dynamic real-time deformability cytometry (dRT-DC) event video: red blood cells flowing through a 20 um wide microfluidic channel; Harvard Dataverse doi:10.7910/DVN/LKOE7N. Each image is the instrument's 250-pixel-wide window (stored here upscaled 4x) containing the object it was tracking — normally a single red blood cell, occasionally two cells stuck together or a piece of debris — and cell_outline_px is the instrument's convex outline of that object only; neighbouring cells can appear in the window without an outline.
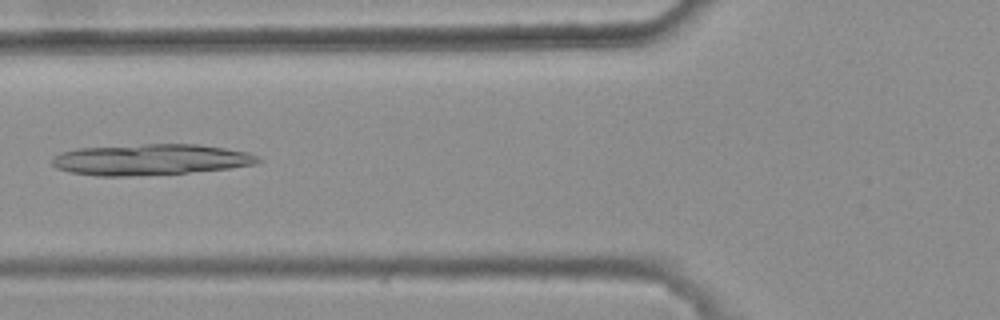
{"species": "common noctule bat (a hibernating species)", "species_latin": "Nyctalus noctula", "temperature_condition": "warm", "stored_images_in_passage": 45, "camera_frame_rate_fps": 3000, "um_per_image_px": 0.085, "animal": {"sex": "female", "body_mass_g": 25.1}, "frame": {"image": 1, "passage_image": 19, "time_ms": 6.0, "image_size_px": [1000, 320], "cell_outline_px": [[264, 160], [256, 164], [228, 168], [188, 172], [124, 176], [96, 176], [72, 172], [56, 168], [52, 164], [52, 160], [60, 152], [76, 148], [148, 144], [200, 144], [248, 152]], "centroid_in_image_um": [12.8, 13.56], "position_along_channel_um": 113.0, "area_um2": 36.99}}
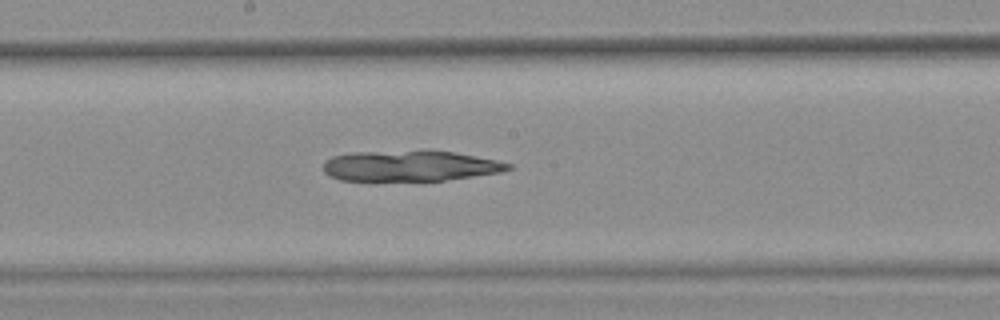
{"frame": {"image": 2, "passage_image": 27, "time_ms": 8.667, "image_size_px": [1000, 320], "cell_outline_px": [[512, 168], [500, 172], [444, 180], [340, 180], [328, 176], [324, 172], [324, 160], [332, 156], [356, 152], [452, 152], [496, 160], [512, 164]], "centroid_in_image_um": [34.81, 14.12], "position_along_channel_um": 213.4, "area_um2": 32.08}}
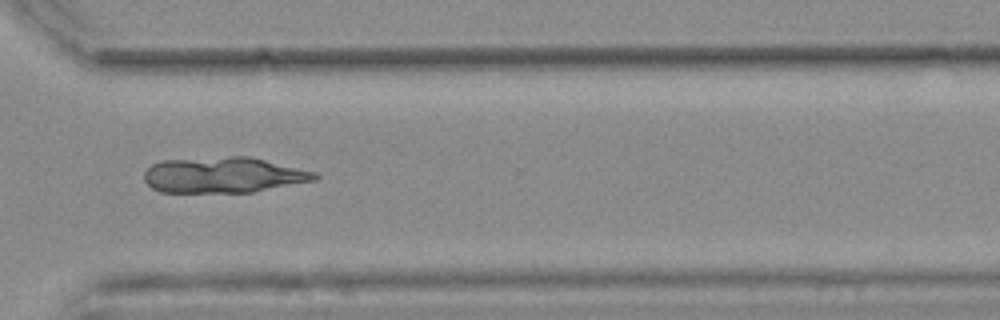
{"frame": {"image": 3, "passage_image": 38, "time_ms": 12.333, "image_size_px": [1000, 320], "cell_outline_px": [[320, 176], [316, 180], [252, 192], [160, 192], [152, 188], [144, 180], [144, 172], [152, 164], [160, 160], [228, 156], [248, 156], [316, 172]], "centroid_in_image_um": [18.97, 14.87], "position_along_channel_um": 351.6, "area_um2": 35.55}}